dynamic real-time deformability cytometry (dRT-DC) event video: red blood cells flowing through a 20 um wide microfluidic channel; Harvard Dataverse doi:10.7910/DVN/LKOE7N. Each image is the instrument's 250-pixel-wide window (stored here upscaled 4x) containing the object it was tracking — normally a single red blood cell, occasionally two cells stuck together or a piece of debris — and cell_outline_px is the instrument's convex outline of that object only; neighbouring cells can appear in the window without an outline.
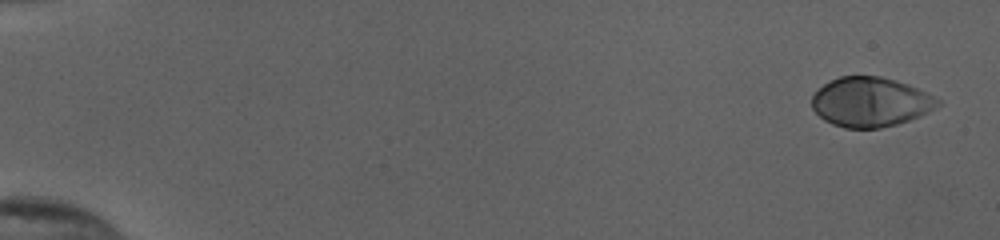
{"species": "human", "species_latin": "Homo sapiens", "temperature_condition": "cold", "stored_images_in_passage": 53, "camera_frame_rate_fps": 3000, "um_per_image_px": 0.085, "donor": {"sex": "female"}, "frame": {"image": 1, "passage_image": 1, "time_ms": 0.0, "image_size_px": [1000, 240], "cell_outline_px": [[940, 104], [936, 108], [920, 116], [896, 124], [880, 128], [844, 128], [832, 124], [824, 120], [812, 108], [812, 96], [824, 84], [840, 76], [880, 76], [908, 84], [928, 92], [940, 100]], "centroid_in_image_um": [74.01, 8.67], "position_along_channel_um": 11.0, "area_um2": 36.3}}
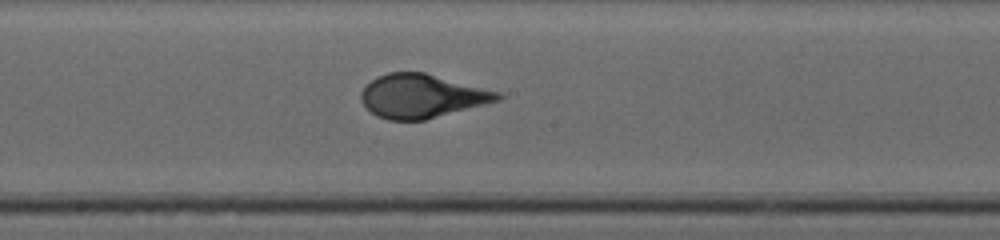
{"frame": {"image": 2, "passage_image": 30, "time_ms": 9.667, "image_size_px": [1000, 240], "cell_outline_px": [[504, 96], [500, 100], [424, 120], [388, 120], [376, 116], [360, 100], [360, 92], [376, 76], [388, 72], [424, 72], [500, 92]], "centroid_in_image_um": [35.84, 8.16], "position_along_channel_um": 212.4, "area_um2": 34.56}}
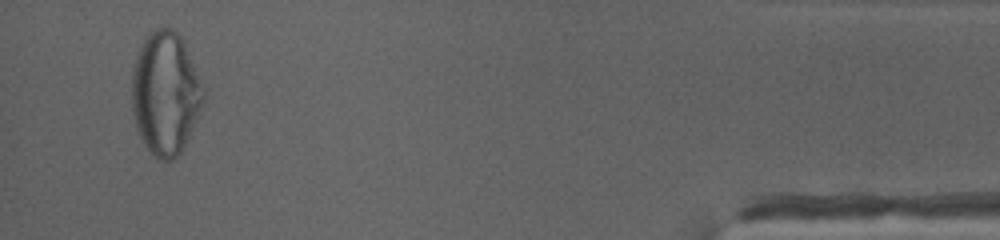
{"frame": {"image": 3, "passage_image": 51, "time_ms": 16.667, "image_size_px": [1000, 240], "cell_outline_px": [[204, 100], [184, 148], [172, 160], [160, 160], [144, 144], [136, 128], [132, 108], [132, 68], [140, 44], [148, 32], [156, 28], [172, 28], [184, 40], [204, 88]], "centroid_in_image_um": [14.05, 7.89], "position_along_channel_um": 421.1, "area_um2": 51.38}, "authors_computed_cell_mechanics": {"area_um2": 35.4314, "velocity_mm_per_s": 3.8752, "shape_relaxation_time_tau1_ms": 5.7881, "shape_relaxation_time_tau2_ms": null, "deformation_change_tau1": 0.2615, "deformation_change_tau2": null}}